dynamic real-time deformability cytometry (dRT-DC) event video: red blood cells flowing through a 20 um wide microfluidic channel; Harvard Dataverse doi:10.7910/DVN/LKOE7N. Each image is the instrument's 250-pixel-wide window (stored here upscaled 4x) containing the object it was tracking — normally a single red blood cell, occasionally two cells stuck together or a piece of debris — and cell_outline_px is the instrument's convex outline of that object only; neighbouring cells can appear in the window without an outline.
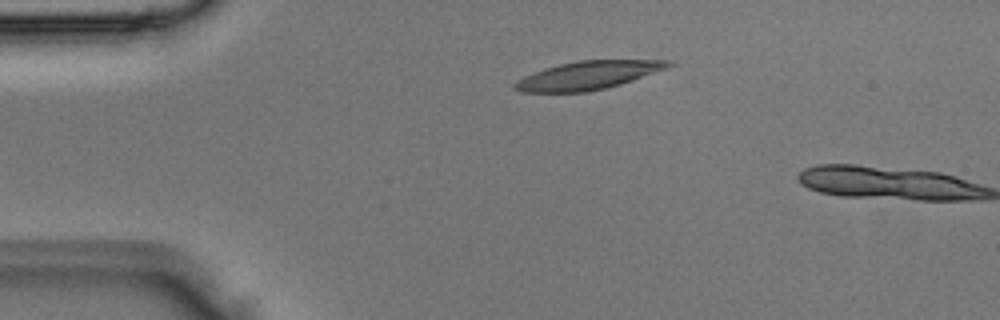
{"species": "Egyptian fruit bat (a non-hibernating species)", "species_latin": "Rousettus aegyptiacus", "temperature_condition": "room temperature", "stored_images_in_passage": 3, "camera_frame_rate_fps": 3000, "um_per_image_px": 0.085, "animal": {"sex": "male"}, "frame": {"image": 1, "passage_image": 2, "time_ms": 0.333, "image_size_px": [1000, 320], "cell_outline_px": [[676, 64], [668, 68], [620, 84], [588, 92], [520, 92], [516, 88], [516, 80], [524, 76], [544, 68], [576, 60], [672, 60]], "centroid_in_image_um": [50.02, 6.39], "position_along_channel_um": 35.0, "area_um2": 25.2}}